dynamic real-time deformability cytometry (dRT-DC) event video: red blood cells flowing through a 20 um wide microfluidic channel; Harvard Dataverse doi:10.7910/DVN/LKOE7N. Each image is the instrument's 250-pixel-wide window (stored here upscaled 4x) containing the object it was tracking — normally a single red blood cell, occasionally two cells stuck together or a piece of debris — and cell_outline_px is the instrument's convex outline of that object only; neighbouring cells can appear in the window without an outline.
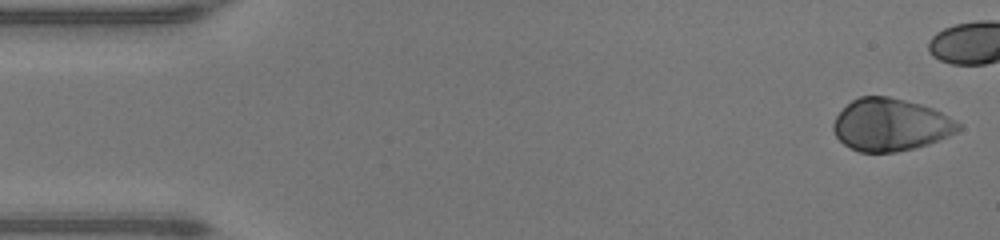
{"species": "human", "species_latin": "Homo sapiens", "temperature_condition": "warm", "stored_images_in_passage": 20, "camera_frame_rate_fps": 3000, "um_per_image_px": 0.085, "donor": {"sex": "male"}, "frame": {"image": 1, "passage_image": 1, "time_ms": 0.0, "image_size_px": [1000, 240], "cell_outline_px": [[960, 128], [956, 132], [948, 136], [928, 144], [896, 152], [860, 152], [848, 148], [836, 136], [832, 128], [832, 124], [836, 116], [852, 100], [860, 96], [888, 96], [920, 104], [932, 108], [948, 116], [960, 124]], "centroid_in_image_um": [75.66, 10.61], "position_along_channel_um": 9.3, "area_um2": 37.92}}
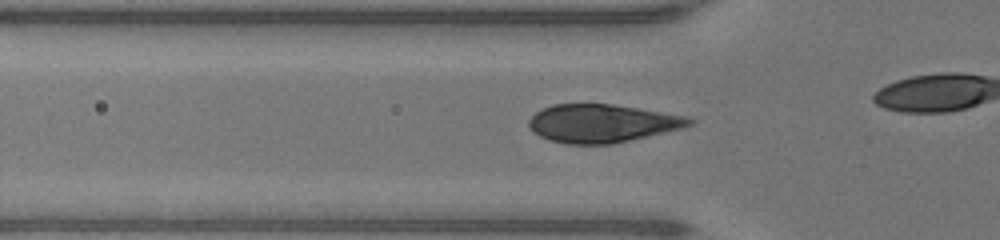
{"frame": {"image": 2, "passage_image": 15, "time_ms": 4.667, "image_size_px": [1000, 240], "cell_outline_px": [[696, 124], [684, 128], [612, 144], [564, 144], [540, 136], [532, 132], [528, 124], [528, 120], [536, 112], [552, 104], [612, 104], [688, 116], [696, 120]], "centroid_in_image_um": [51.22, 10.48], "position_along_channel_um": 74.6, "area_um2": 35.84}}